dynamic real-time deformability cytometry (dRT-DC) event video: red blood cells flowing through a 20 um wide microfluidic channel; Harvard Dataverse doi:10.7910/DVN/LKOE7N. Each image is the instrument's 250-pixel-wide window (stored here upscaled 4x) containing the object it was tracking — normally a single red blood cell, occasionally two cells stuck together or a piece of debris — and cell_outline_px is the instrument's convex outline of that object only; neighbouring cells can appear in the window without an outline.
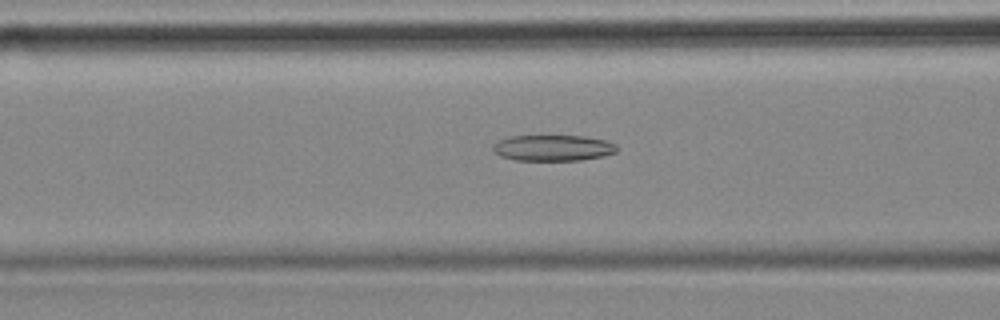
{"species": "common noctule bat (a hibernating species)", "species_latin": "Nyctalus noctula", "temperature_condition": "cold", "stored_images_in_passage": 56, "camera_frame_rate_fps": 3000, "um_per_image_px": 0.085, "animal": {"sex": "female", "body_mass_g": 18.4}, "frame": {"image": 1, "passage_image": 22, "time_ms": 7.0, "image_size_px": [1000, 320], "cell_outline_px": [[616, 152], [604, 156], [580, 160], [516, 160], [500, 156], [492, 148], [492, 144], [496, 140], [508, 136], [584, 136], [608, 140], [616, 144]], "centroid_in_image_um": [46.99, 12.56], "position_along_channel_um": 119.6, "area_um2": 18.9}}
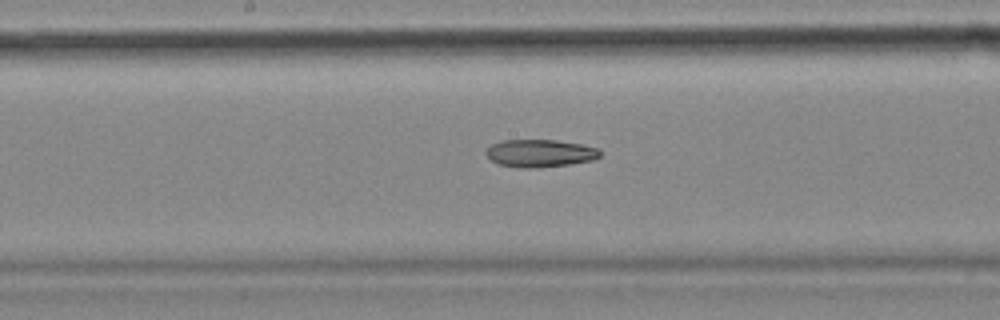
{"frame": {"image": 2, "passage_image": 29, "time_ms": 9.333, "image_size_px": [1000, 320], "cell_outline_px": [[600, 156], [592, 160], [568, 164], [536, 168], [520, 168], [496, 164], [484, 152], [492, 144], [500, 140], [556, 140], [580, 144], [600, 148]], "centroid_in_image_um": [45.87, 13.02], "position_along_channel_um": 202.3, "area_um2": 18.38}}
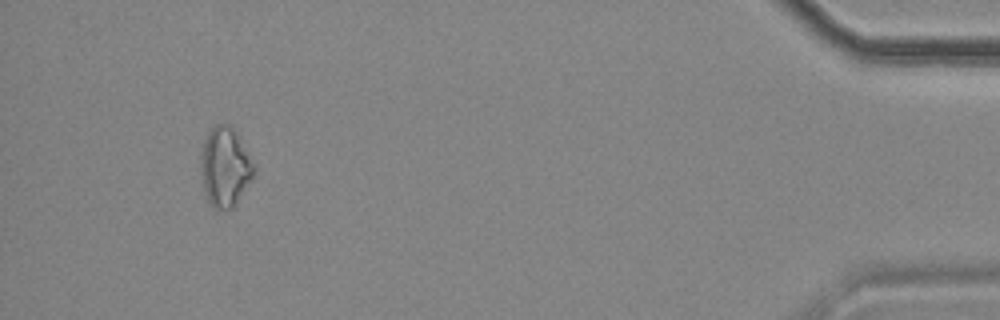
{"frame": {"image": 3, "passage_image": 53, "time_ms": 17.333, "image_size_px": [1000, 320], "cell_outline_px": [[252, 180], [232, 208], [212, 208], [204, 192], [200, 176], [200, 156], [204, 140], [208, 132], [216, 124], [228, 124], [236, 132], [248, 152], [252, 164]], "centroid_in_image_um": [19.08, 14.19], "position_along_channel_um": 416.1, "area_um2": 24.33}}